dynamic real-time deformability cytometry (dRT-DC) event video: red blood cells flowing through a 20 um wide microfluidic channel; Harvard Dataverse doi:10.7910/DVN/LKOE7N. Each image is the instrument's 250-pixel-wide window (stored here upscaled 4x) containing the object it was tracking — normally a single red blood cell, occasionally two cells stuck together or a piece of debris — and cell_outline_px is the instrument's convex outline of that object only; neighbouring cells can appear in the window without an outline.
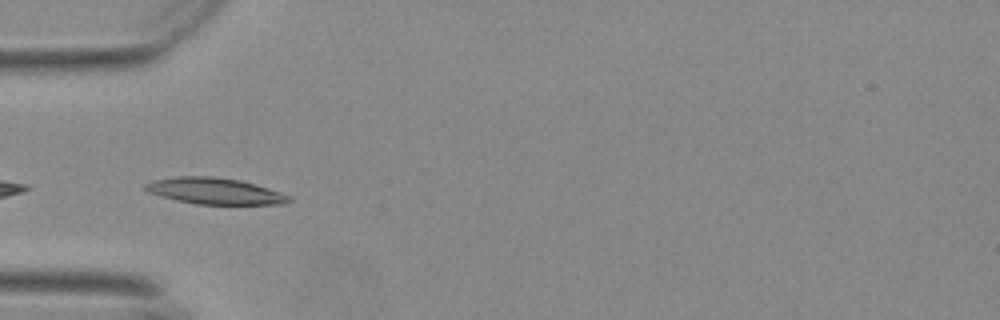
{"species": "Egyptian fruit bat (a non-hibernating species)", "species_latin": "Rousettus aegyptiacus", "temperature_condition": "warm", "stored_images_in_passage": 13, "camera_frame_rate_fps": 3000, "um_per_image_px": 0.085, "animal": {"sex": "female"}, "frame": {"image": 1, "passage_image": 1, "time_ms": 0.0, "image_size_px": [1000, 320], "cell_outline_px": [[292, 200], [284, 204], [196, 204], [176, 200], [160, 196], [148, 192], [144, 188], [144, 184], [152, 180], [176, 176], [212, 176], [240, 180], [256, 184], [280, 192], [288, 196]], "centroid_in_image_um": [18.22, 16.23], "position_along_channel_um": 66.8, "area_um2": 22.02}}